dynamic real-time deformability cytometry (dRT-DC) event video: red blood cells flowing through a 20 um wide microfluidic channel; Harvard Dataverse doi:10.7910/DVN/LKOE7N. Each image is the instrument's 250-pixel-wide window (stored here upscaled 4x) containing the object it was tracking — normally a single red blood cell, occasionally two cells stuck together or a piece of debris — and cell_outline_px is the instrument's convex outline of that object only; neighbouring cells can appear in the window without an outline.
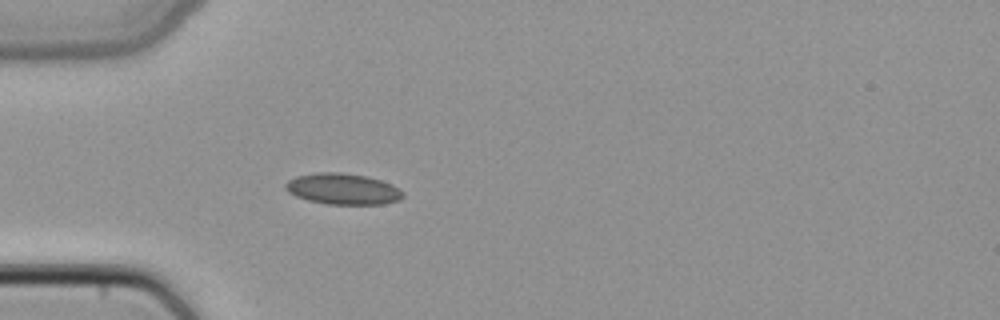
{"species": "common noctule bat (a hibernating species)", "species_latin": "Nyctalus noctula", "temperature_condition": "cold", "stored_images_in_passage": 35, "camera_frame_rate_fps": 3000, "um_per_image_px": 0.085, "animal": {"sex": "female", "body_mass_g": 22.7, "forearm_length_mm": 54.2}, "frame": {"image": 1, "passage_image": 1, "time_ms": 0.0, "image_size_px": [1000, 320], "cell_outline_px": [[404, 196], [400, 200], [384, 204], [328, 204], [308, 200], [296, 196], [288, 192], [284, 188], [284, 184], [288, 180], [296, 176], [316, 172], [340, 172], [368, 176], [392, 184], [404, 192]], "centroid_in_image_um": [29.14, 16.05], "position_along_channel_um": 55.9, "area_um2": 21.44}}
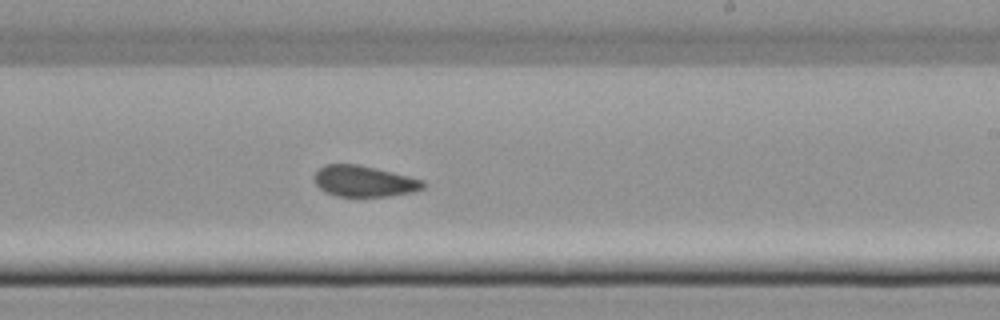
{"frame": {"image": 2, "passage_image": 16, "time_ms": 5.0, "image_size_px": [1000, 320], "cell_outline_px": [[428, 184], [424, 188], [412, 192], [388, 196], [336, 196], [324, 192], [316, 184], [312, 176], [324, 164], [356, 164], [376, 168], [424, 180]], "centroid_in_image_um": [30.94, 15.4], "position_along_channel_um": 258.1, "area_um2": 19.77}}
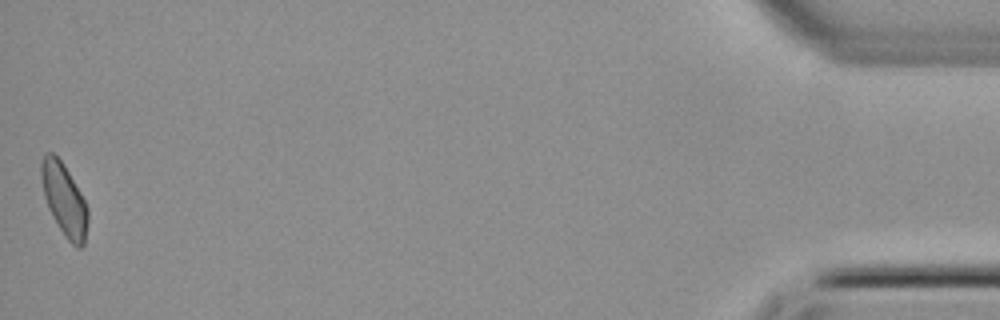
{"frame": {"image": 3, "passage_image": 35, "time_ms": 11.333, "image_size_px": [1000, 320], "cell_outline_px": [[88, 220], [84, 244], [80, 248], [76, 248], [68, 240], [52, 216], [48, 208], [44, 196], [40, 176], [40, 164], [44, 152], [52, 152], [64, 164], [80, 192], [88, 208]], "centroid_in_image_um": [5.44, 16.95], "position_along_channel_um": 429.8, "area_um2": 19.59}}